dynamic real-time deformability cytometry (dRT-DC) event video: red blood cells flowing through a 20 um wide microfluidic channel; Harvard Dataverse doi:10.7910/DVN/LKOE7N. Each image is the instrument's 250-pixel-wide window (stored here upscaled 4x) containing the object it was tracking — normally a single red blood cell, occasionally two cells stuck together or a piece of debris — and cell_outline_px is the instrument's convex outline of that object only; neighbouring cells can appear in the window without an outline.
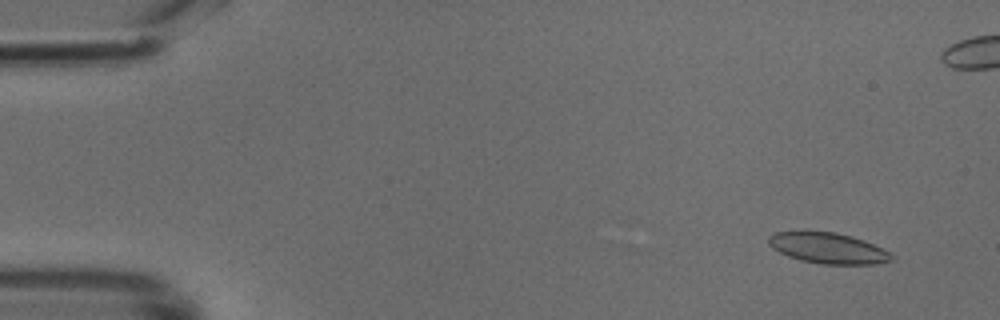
{"species": "common noctule bat (a hibernating species)", "species_latin": "Nyctalus noctula", "temperature_condition": "cold", "stored_images_in_passage": 36, "camera_frame_rate_fps": 3000, "um_per_image_px": 0.085, "animal": {"sex": "male", "body_mass_g": 18.8}, "frame": {"image": 1, "passage_image": 4, "time_ms": 1.0, "image_size_px": [1000, 320], "cell_outline_px": [[892, 260], [876, 264], [820, 264], [800, 260], [788, 256], [772, 248], [768, 244], [768, 236], [776, 232], [804, 228], [836, 232], [852, 236], [864, 240], [892, 252]], "centroid_in_image_um": [70.33, 21.04], "position_along_channel_um": 14.7, "area_um2": 22.89}}
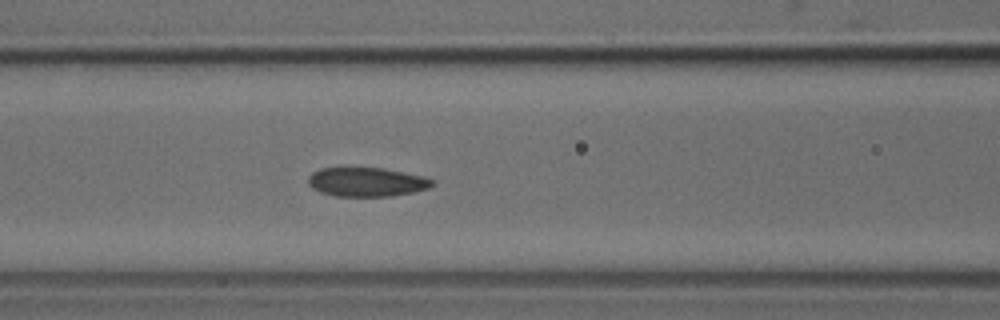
{"frame": {"image": 2, "passage_image": 21, "time_ms": 6.667, "image_size_px": [1000, 320], "cell_outline_px": [[436, 184], [428, 188], [412, 192], [392, 196], [336, 196], [320, 192], [312, 188], [308, 184], [308, 176], [312, 172], [320, 168], [384, 168], [424, 176], [432, 180]], "centroid_in_image_um": [31.16, 15.47], "position_along_channel_um": 135.4, "area_um2": 21.04}}
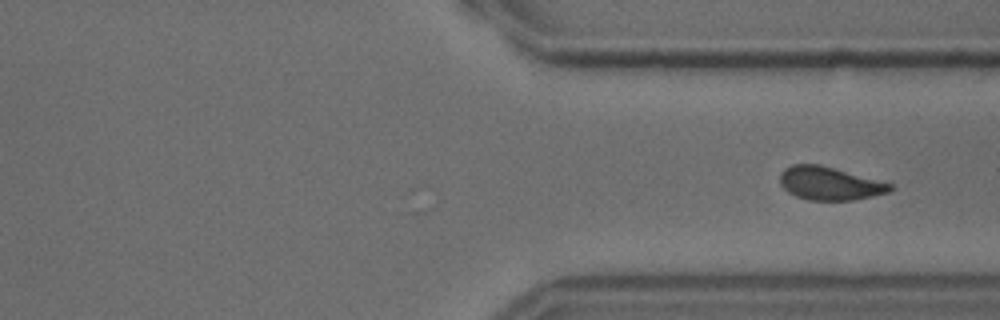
{"frame": {"image": 3, "passage_image": 36, "time_ms": 11.667, "image_size_px": [1000, 320], "cell_outline_px": [[892, 188], [888, 192], [872, 196], [852, 200], [808, 200], [796, 196], [788, 192], [780, 184], [780, 172], [784, 168], [792, 164], [820, 164], [892, 184]], "centroid_in_image_um": [70.46, 15.58], "position_along_channel_um": 340.9, "area_um2": 21.15}}